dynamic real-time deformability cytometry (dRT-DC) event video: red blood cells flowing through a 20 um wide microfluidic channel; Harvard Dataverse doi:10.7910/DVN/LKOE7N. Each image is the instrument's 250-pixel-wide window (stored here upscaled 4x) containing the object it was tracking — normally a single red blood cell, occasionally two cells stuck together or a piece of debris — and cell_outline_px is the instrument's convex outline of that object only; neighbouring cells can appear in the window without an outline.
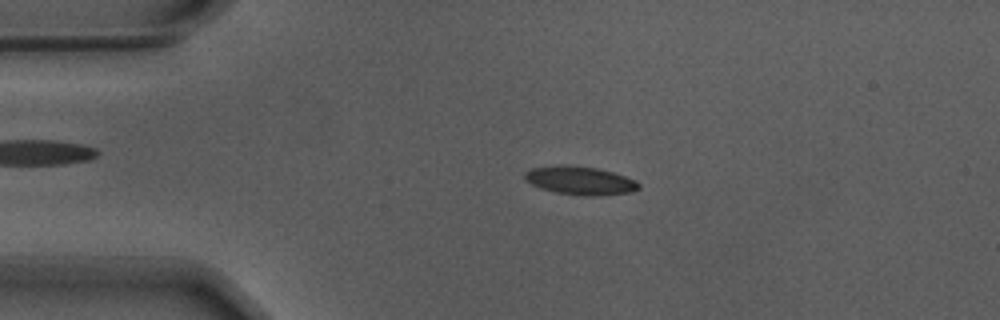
{"species": "Egyptian fruit bat (a non-hibernating species)", "species_latin": "Rousettus aegyptiacus", "temperature_condition": "warm", "stored_images_in_passage": 55, "camera_frame_rate_fps": 3000, "um_per_image_px": 0.085, "animal": {"sex": "male"}, "frame": {"image": 1, "passage_image": 12, "time_ms": 3.667, "image_size_px": [1000, 320], "cell_outline_px": [[640, 188], [632, 192], [596, 196], [584, 196], [556, 192], [532, 184], [524, 176], [524, 172], [532, 168], [596, 168], [612, 172], [636, 180], [640, 184]], "centroid_in_image_um": [49.43, 15.4], "position_along_channel_um": 35.6, "area_um2": 17.74}}
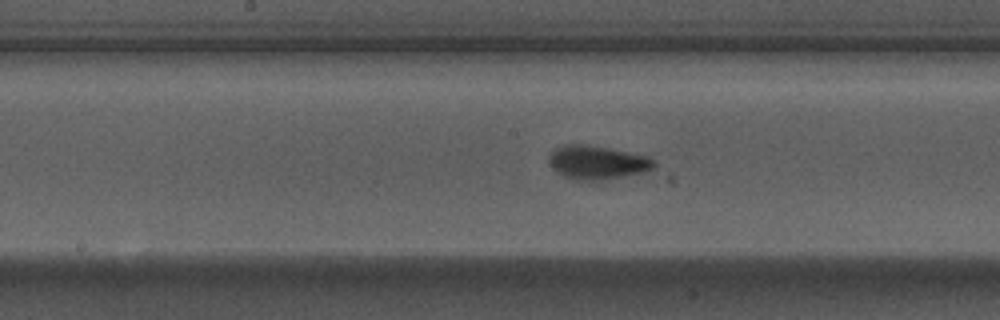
{"frame": {"image": 2, "passage_image": 28, "time_ms": 9.0, "image_size_px": [1000, 320], "cell_outline_px": [[656, 164], [652, 168], [640, 172], [624, 176], [604, 180], [576, 180], [564, 176], [548, 160], [548, 156], [556, 148], [564, 144], [580, 144], [608, 148], [648, 156], [656, 160]], "centroid_in_image_um": [50.78, 13.8], "position_along_channel_um": 197.4, "area_um2": 20.17}}
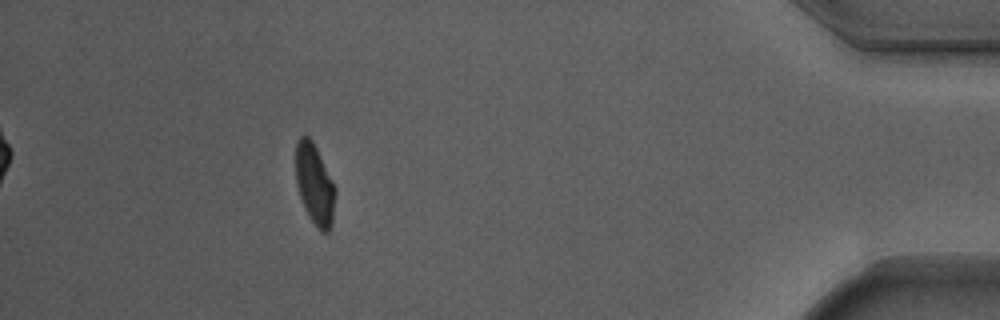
{"frame": {"image": 3, "passage_image": 50, "time_ms": 16.333, "image_size_px": [1000, 320], "cell_outline_px": [[336, 192], [332, 224], [328, 232], [320, 232], [316, 228], [308, 216], [304, 208], [296, 184], [296, 140], [300, 136], [308, 136], [312, 140], [336, 188]], "centroid_in_image_um": [26.74, 15.71], "position_along_channel_um": 408.5, "area_um2": 18.67}, "authors_computed_cell_mechanics": {"area_um2": 18.9006, "velocity_mm_per_s": 3.7024, "shape_relaxation_time_tau1_ms": 3.9836, "shape_relaxation_time_tau2_ms": 1.3201, "deformation_change_tau1": 0.1682, "deformation_change_tau2": 0.0703}}